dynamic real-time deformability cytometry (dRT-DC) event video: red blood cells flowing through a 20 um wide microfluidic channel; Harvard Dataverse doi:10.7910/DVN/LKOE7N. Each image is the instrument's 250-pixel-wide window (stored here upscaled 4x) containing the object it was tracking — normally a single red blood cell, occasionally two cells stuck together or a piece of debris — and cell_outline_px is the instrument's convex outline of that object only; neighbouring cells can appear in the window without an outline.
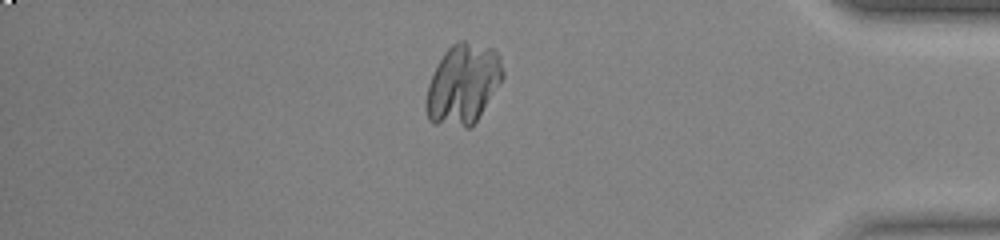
{"species": "common noctule bat (a hibernating species)", "species_latin": "Nyctalus noctula", "temperature_condition": "warm", "stored_images_in_passage": 43, "segment_of_instrument_passage": [3, 3], "camera_frame_rate_fps": 3000, "um_per_image_px": 0.085, "animal": {"sex": "female", "body_mass_g": 23.0, "forearm_length_mm": 53.4}, "frame": {"image": 1, "passage_image": 37, "time_ms": 12.0, "image_size_px": [1000, 240], "cell_outline_px": [[484, 100], [472, 124], [436, 120], [428, 112], [428, 92], [432, 80], [444, 56], [448, 52], [456, 56], [484, 84]], "centroid_in_image_um": [38.68, 7.85], "position_along_channel_um": 396.5, "area_um2": 20.92}}